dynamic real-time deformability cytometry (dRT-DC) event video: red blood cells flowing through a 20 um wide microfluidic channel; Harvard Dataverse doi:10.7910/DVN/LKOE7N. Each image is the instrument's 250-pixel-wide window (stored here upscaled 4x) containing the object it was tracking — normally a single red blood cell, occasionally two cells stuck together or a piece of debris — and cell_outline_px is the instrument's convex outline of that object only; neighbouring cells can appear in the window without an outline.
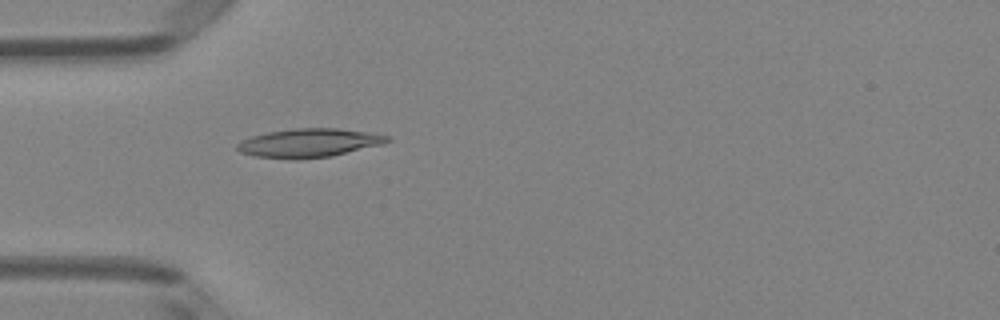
{"species": "Egyptian fruit bat (a non-hibernating species)", "species_latin": "Rousettus aegyptiacus", "temperature_condition": "room temperature", "stored_images_in_passage": 50, "camera_frame_rate_fps": 3000, "um_per_image_px": 0.085, "animal": {"sex": "female"}, "frame": {"image": 1, "passage_image": 15, "time_ms": 4.667, "image_size_px": [1000, 320], "cell_outline_px": [[392, 140], [380, 144], [332, 156], [296, 160], [292, 160], [256, 156], [240, 152], [236, 148], [236, 144], [240, 140], [252, 136], [268, 132], [296, 128], [336, 128], [364, 132], [388, 136]], "centroid_in_image_um": [26.19, 12.16], "position_along_channel_um": 58.8, "area_um2": 24.91}}
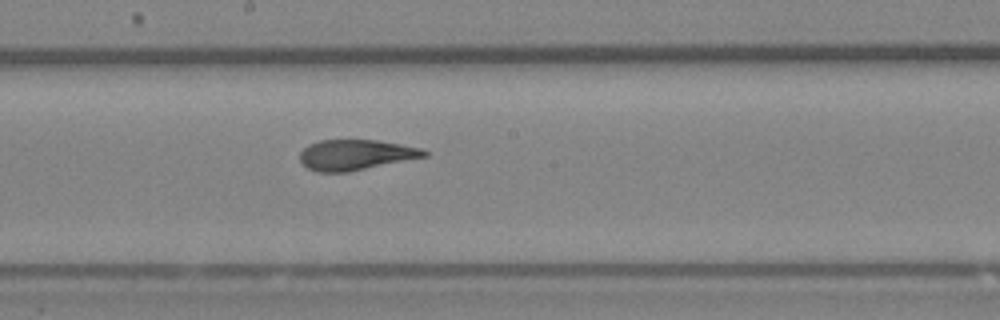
{"frame": {"image": 2, "passage_image": 27, "time_ms": 8.667, "image_size_px": [1000, 320], "cell_outline_px": [[428, 156], [348, 172], [316, 172], [308, 168], [300, 160], [300, 152], [308, 144], [320, 140], [376, 140], [400, 144], [420, 148], [428, 152]], "centroid_in_image_um": [30.22, 13.16], "position_along_channel_um": 218.0, "area_um2": 21.96}}
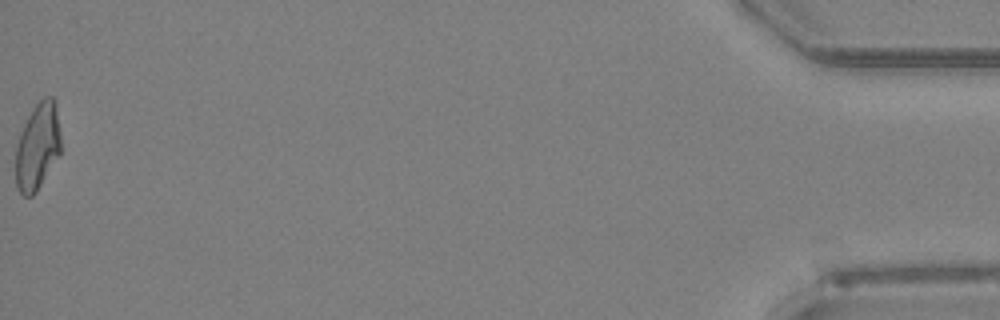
{"frame": {"image": 3, "passage_image": 50, "time_ms": 16.333, "image_size_px": [1000, 320], "cell_outline_px": [[60, 152], [36, 192], [32, 196], [24, 196], [16, 188], [16, 144], [20, 132], [32, 108], [44, 96], [52, 96], [56, 100], [60, 132]], "centroid_in_image_um": [3.19, 12.41], "position_along_channel_um": 432.0, "area_um2": 22.89}, "authors_computed_cell_mechanics": {"area_um2": 22.9177, "velocity_mm_per_s": 4.0821, "shape_relaxation_time_tau1_ms": 8.8235, "shape_relaxation_time_tau2_ms": 1.4117, "deformation_change_tau1": 0.2362, "deformation_change_tau2": 0.0771}}